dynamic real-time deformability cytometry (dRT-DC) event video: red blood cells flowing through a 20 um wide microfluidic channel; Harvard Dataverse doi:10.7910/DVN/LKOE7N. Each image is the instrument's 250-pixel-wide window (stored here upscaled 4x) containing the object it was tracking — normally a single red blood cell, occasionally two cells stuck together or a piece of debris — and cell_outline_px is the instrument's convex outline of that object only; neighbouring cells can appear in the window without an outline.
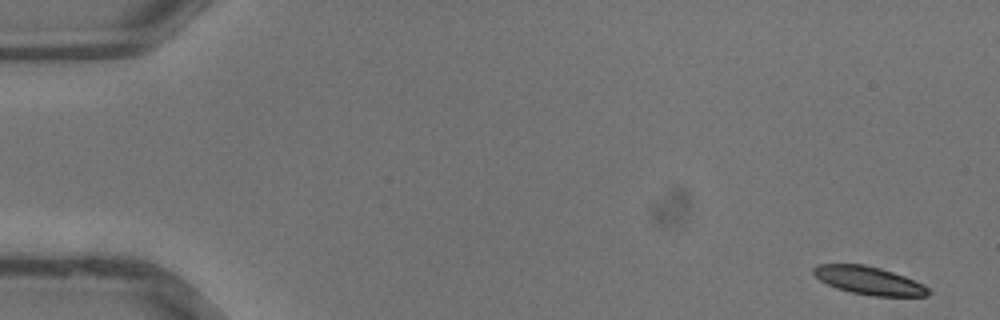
{"species": "common noctule bat (a hibernating species)", "species_latin": "Nyctalus noctula", "temperature_condition": "warm", "stored_images_in_passage": 36, "camera_frame_rate_fps": 3000, "um_per_image_px": 0.085, "animal": {"sex": "male", "body_mass_g": 13.3}, "frame": {"image": 1, "passage_image": 1, "time_ms": 0.0, "image_size_px": [1000, 320], "cell_outline_px": [[932, 292], [928, 296], [872, 296], [852, 292], [836, 288], [820, 280], [812, 272], [812, 268], [816, 264], [864, 264], [880, 268], [904, 276], [924, 284]], "centroid_in_image_um": [73.86, 23.84], "position_along_channel_um": 11.1, "area_um2": 18.79}}
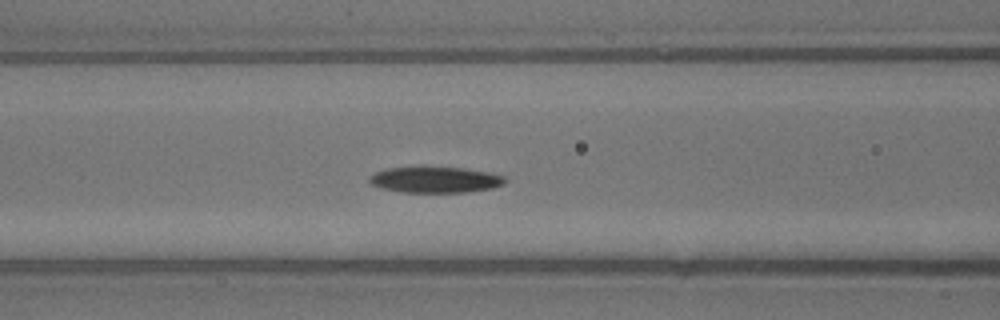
{"frame": {"image": 2, "passage_image": 15, "time_ms": 4.667, "image_size_px": [1000, 320], "cell_outline_px": [[508, 180], [504, 184], [492, 188], [468, 192], [404, 192], [380, 188], [368, 184], [368, 176], [376, 172], [388, 168], [420, 164], [424, 164], [464, 168], [488, 172], [504, 176]], "centroid_in_image_um": [36.94, 15.23], "position_along_channel_um": 129.7, "area_um2": 21.56}}
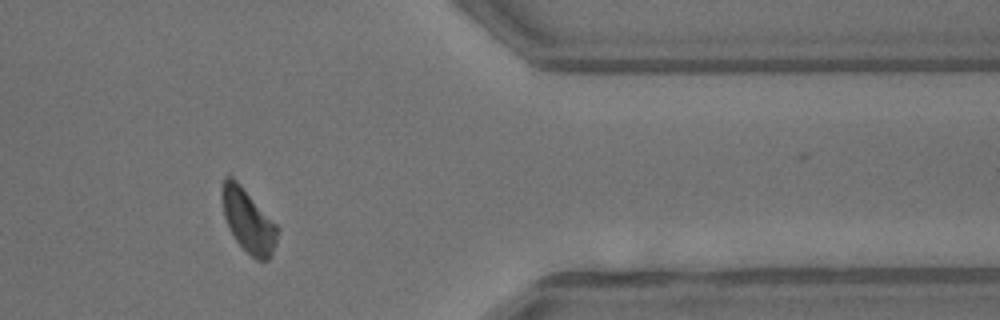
{"frame": {"image": 3, "passage_image": 30, "time_ms": 9.667, "image_size_px": [1000, 320], "cell_outline_px": [[280, 228], [276, 244], [272, 256], [268, 260], [256, 260], [236, 240], [224, 216], [220, 196], [220, 192], [224, 176], [228, 172], [240, 184]], "centroid_in_image_um": [21.09, 18.72], "position_along_channel_um": 390.3, "area_um2": 20.58}}